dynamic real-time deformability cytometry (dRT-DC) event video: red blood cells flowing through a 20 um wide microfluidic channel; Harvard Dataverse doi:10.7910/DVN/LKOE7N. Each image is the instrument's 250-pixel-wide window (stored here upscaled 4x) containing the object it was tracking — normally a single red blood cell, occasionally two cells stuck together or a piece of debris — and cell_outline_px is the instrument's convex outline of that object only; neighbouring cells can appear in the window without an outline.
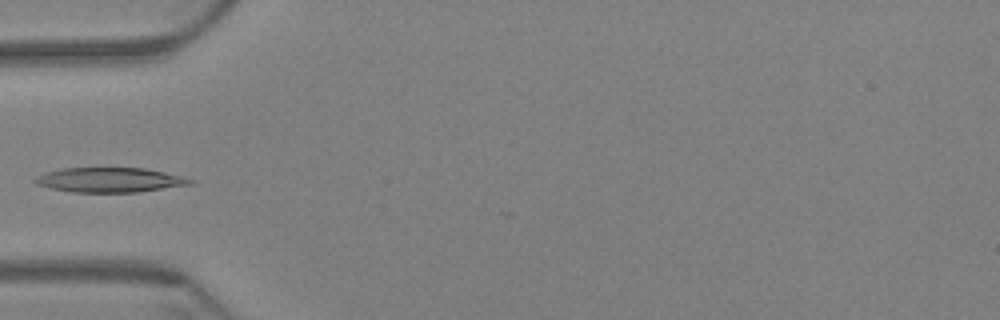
{"species": "Egyptian fruit bat (a non-hibernating species)", "species_latin": "Rousettus aegyptiacus", "temperature_condition": "warm", "stored_images_in_passage": 10, "camera_frame_rate_fps": 3000, "um_per_image_px": 0.085, "animal": {"sex": "female"}, "frame": {"image": 1, "passage_image": 1, "time_ms": 0.0, "image_size_px": [1000, 320], "cell_outline_px": [[196, 180], [192, 184], [136, 192], [72, 192], [52, 188], [36, 184], [32, 180], [36, 176], [44, 172], [64, 168], [144, 168], [164, 172]], "centroid_in_image_um": [9.3, 15.29], "position_along_channel_um": 75.7, "area_um2": 22.2}}
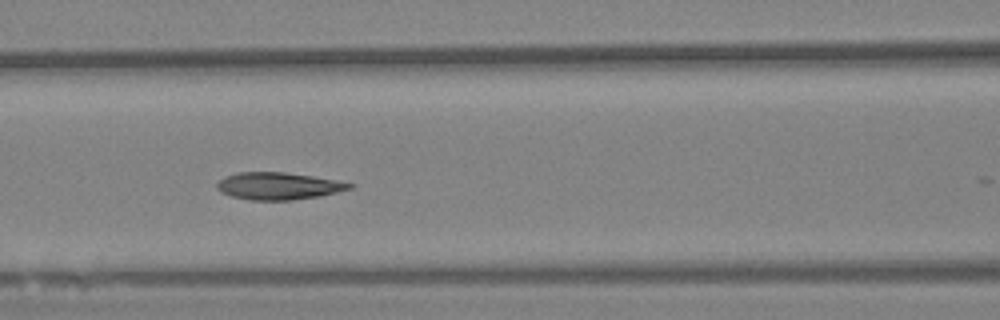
{"frame": {"image": 2, "passage_image": 7, "time_ms": 2.0, "image_size_px": [1000, 320], "cell_outline_px": [[356, 184], [352, 188], [320, 196], [292, 200], [252, 200], [232, 196], [220, 192], [216, 188], [216, 184], [220, 180], [228, 176], [240, 172], [284, 172], [312, 176]], "centroid_in_image_um": [23.67, 15.81], "position_along_channel_um": 142.9, "area_um2": 20.81}}
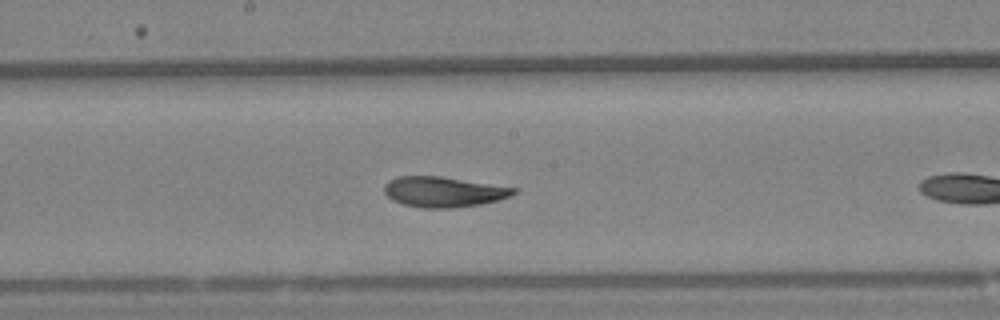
{"frame": {"image": 3, "passage_image": 9, "time_ms": 2.667, "image_size_px": [1000, 320], "cell_outline_px": [[520, 188], [512, 196], [480, 204], [452, 208], [420, 208], [404, 204], [392, 200], [384, 192], [384, 184], [388, 180], [396, 176], [440, 176]], "centroid_in_image_um": [37.7, 16.3], "position_along_channel_um": 210.5, "area_um2": 23.06}}